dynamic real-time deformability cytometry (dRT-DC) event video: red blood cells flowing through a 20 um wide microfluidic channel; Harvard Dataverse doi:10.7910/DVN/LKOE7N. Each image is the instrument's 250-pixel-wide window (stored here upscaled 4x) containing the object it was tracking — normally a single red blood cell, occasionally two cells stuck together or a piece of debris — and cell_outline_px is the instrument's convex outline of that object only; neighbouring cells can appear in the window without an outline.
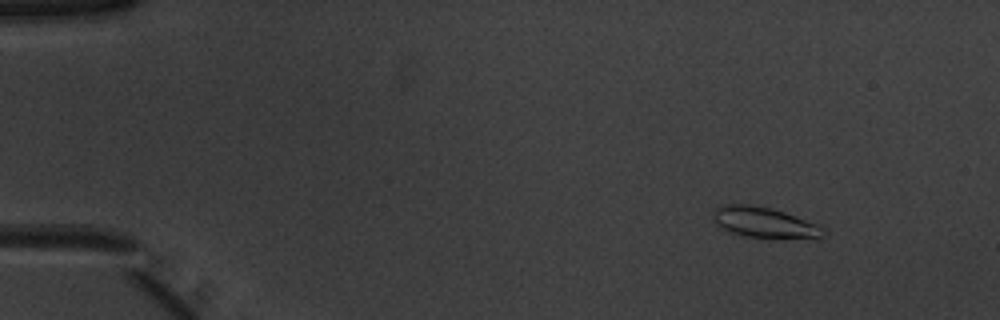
{"species": "common noctule bat (a hibernating species)", "species_latin": "Nyctalus noctula", "temperature_condition": "warm", "stored_images_in_passage": 53, "segment_of_instrument_passage": [1, 2], "camera_frame_rate_fps": 3000, "um_per_image_px": 0.085, "animal": {"sex": "male", "body_mass_g": 20.1, "forearm_length_mm": 53.5}, "frame": {"image": 1, "passage_image": 6, "time_ms": 1.667, "image_size_px": [1000, 320], "cell_outline_px": [[824, 236], [820, 240], [816, 240], [744, 236], [728, 232], [720, 228], [712, 220], [712, 212], [720, 204], [748, 204], [772, 208], [784, 212], [816, 224], [824, 228]], "centroid_in_image_um": [64.96, 18.93], "position_along_channel_um": 20.0, "area_um2": 20.23}}
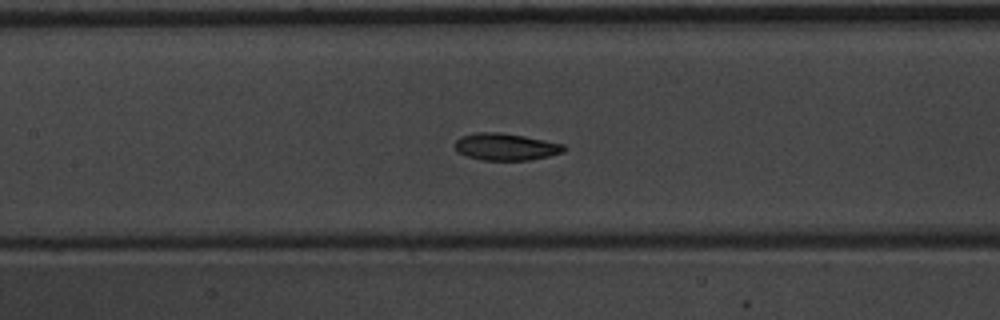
{"frame": {"image": 2, "passage_image": 25, "time_ms": 8.0, "image_size_px": [1000, 320], "cell_outline_px": [[568, 148], [564, 152], [548, 156], [528, 160], [484, 160], [468, 156], [460, 152], [456, 148], [456, 140], [460, 136], [476, 132], [500, 132], [524, 136], [564, 144]], "centroid_in_image_um": [43.03, 12.47], "position_along_channel_um": 164.4, "area_um2": 17.05}}
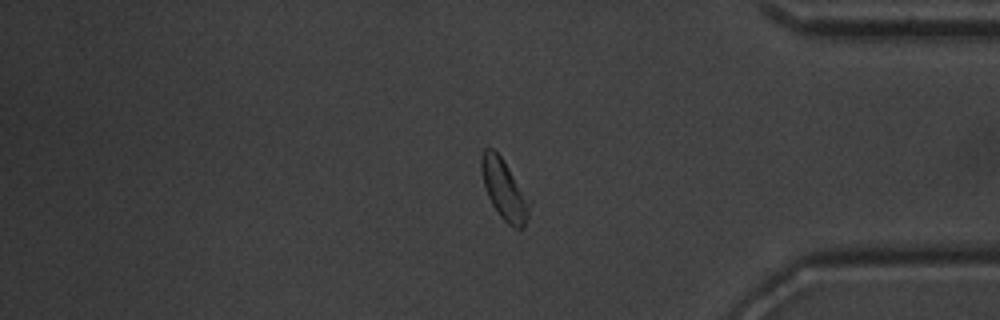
{"frame": {"image": 3, "passage_image": 44, "time_ms": 14.333, "image_size_px": [1000, 320], "cell_outline_px": [[532, 200], [528, 220], [524, 228], [516, 228], [508, 224], [500, 216], [492, 204], [488, 196], [484, 184], [480, 168], [480, 156], [484, 148], [492, 148], [500, 156]], "centroid_in_image_um": [42.89, 16.13], "position_along_channel_um": 392.3, "area_um2": 17.11}}